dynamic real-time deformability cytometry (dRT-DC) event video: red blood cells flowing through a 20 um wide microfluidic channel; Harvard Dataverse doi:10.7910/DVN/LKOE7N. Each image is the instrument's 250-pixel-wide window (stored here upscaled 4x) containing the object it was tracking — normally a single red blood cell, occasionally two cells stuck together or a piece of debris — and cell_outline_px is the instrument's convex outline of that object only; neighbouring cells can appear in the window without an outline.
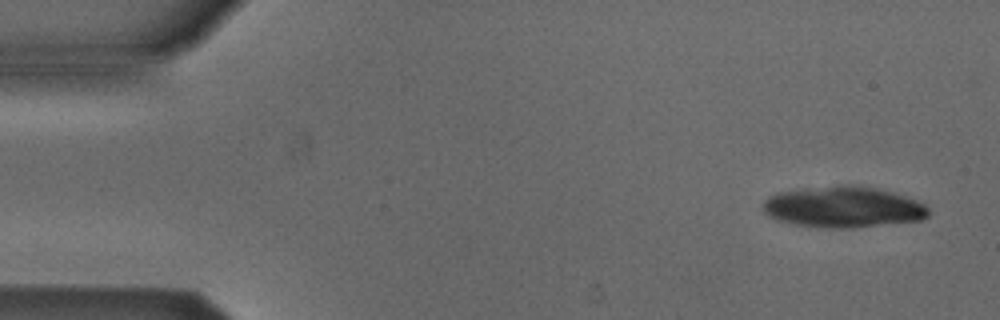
{"species": "Egyptian fruit bat (a non-hibernating species)", "species_latin": "Rousettus aegyptiacus", "temperature_condition": "cold", "stored_images_in_passage": 7, "camera_frame_rate_fps": 3000, "um_per_image_px": 0.085, "animal": {"sex": "male"}, "frame": {"image": 1, "passage_image": 1, "time_ms": 0.0, "image_size_px": [1000, 320], "cell_outline_px": [[928, 216], [920, 220], [852, 228], [820, 228], [796, 224], [776, 220], [764, 212], [764, 200], [768, 196], [780, 192], [848, 184], [876, 188], [892, 192], [916, 200], [924, 204], [928, 208]], "centroid_in_image_um": [71.68, 17.61], "position_along_channel_um": 13.3, "area_um2": 39.25}}
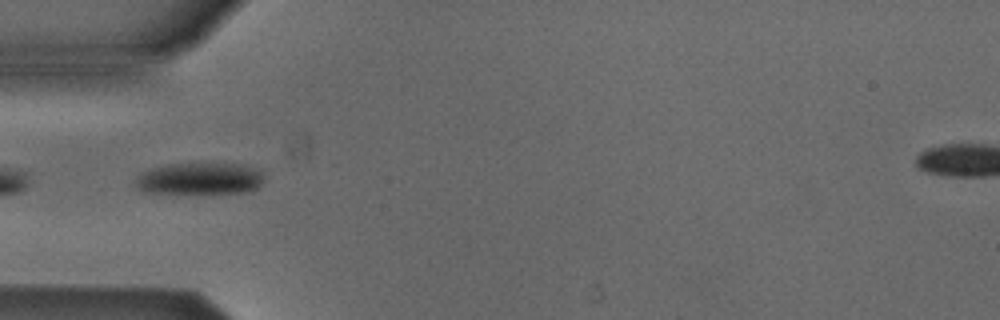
{"frame": {"image": 2, "passage_image": 5, "time_ms": 1.333, "image_size_px": [1000, 320], "cell_outline_px": [[264, 180], [252, 192], [144, 192], [136, 188], [136, 176], [152, 168], [168, 164], [244, 164], [260, 168], [264, 172]], "centroid_in_image_um": [17.06, 15.17], "position_along_channel_um": 67.9, "area_um2": 23.7}}
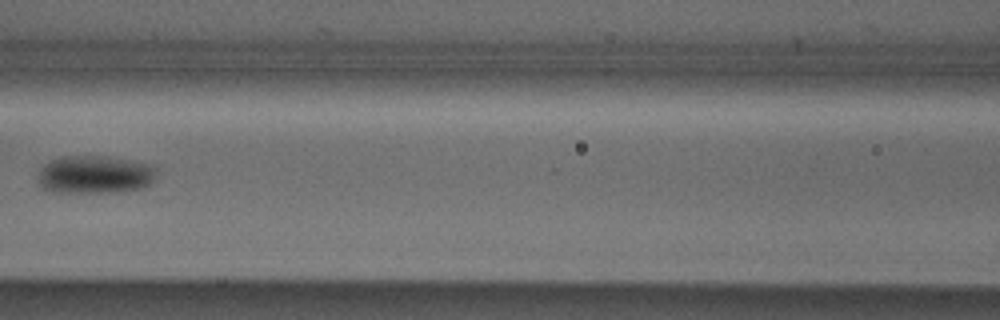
{"frame": {"image": 3, "passage_image": 7, "time_ms": 2.0, "image_size_px": [1000, 320], "cell_outline_px": [[156, 168], [152, 180], [144, 188], [116, 192], [52, 192], [40, 188], [40, 168], [44, 164], [52, 160], [64, 156], [108, 156], [152, 164]], "centroid_in_image_um": [8.06, 14.84], "position_along_channel_um": 158.5, "area_um2": 26.24}}